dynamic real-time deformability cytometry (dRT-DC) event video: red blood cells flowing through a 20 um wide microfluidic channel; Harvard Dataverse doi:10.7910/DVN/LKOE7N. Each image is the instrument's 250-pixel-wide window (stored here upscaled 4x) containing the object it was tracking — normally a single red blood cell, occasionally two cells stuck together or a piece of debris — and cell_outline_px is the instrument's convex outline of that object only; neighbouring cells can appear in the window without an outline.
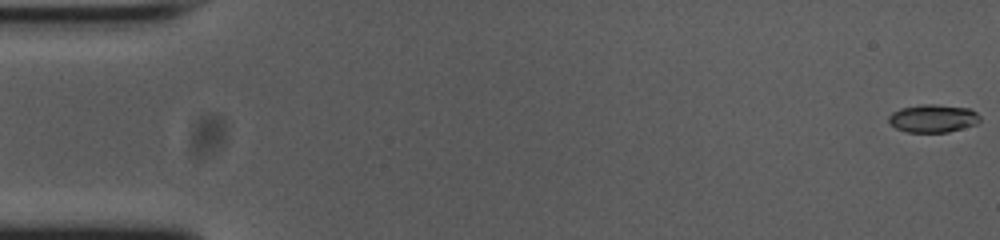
{"species": "common noctule bat (a hibernating species)", "species_latin": "Nyctalus noctula", "temperature_condition": "cold", "stored_images_in_passage": 55, "camera_frame_rate_fps": 3000, "um_per_image_px": 0.085, "animal": {"sex": "female", "body_mass_g": 23.0, "forearm_length_mm": 53.4}, "frame": {"image": 1, "passage_image": 1, "time_ms": 0.0, "image_size_px": [1000, 240], "cell_outline_px": [[980, 120], [976, 124], [948, 132], [908, 132], [896, 128], [888, 120], [888, 116], [892, 112], [900, 108], [920, 104], [936, 104], [968, 108], [976, 112], [980, 116]], "centroid_in_image_um": [79.3, 10.05], "position_along_channel_um": 5.7, "area_um2": 14.85}}
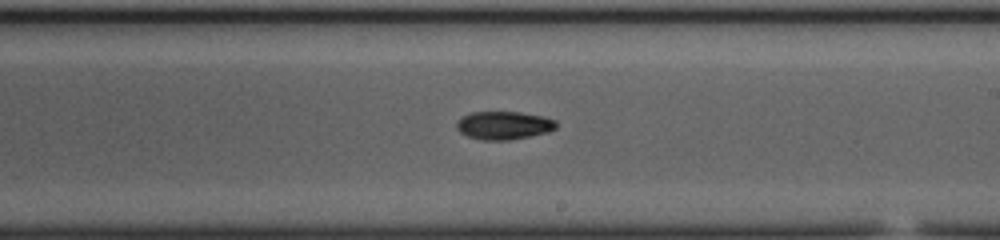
{"frame": {"image": 2, "passage_image": 32, "time_ms": 10.333, "image_size_px": [1000, 240], "cell_outline_px": [[556, 128], [548, 132], [508, 140], [484, 140], [468, 136], [460, 132], [456, 128], [456, 124], [460, 116], [472, 112], [520, 112], [544, 116], [556, 120]], "centroid_in_image_um": [42.81, 10.64], "position_along_channel_um": 246.2, "area_um2": 16.36}}
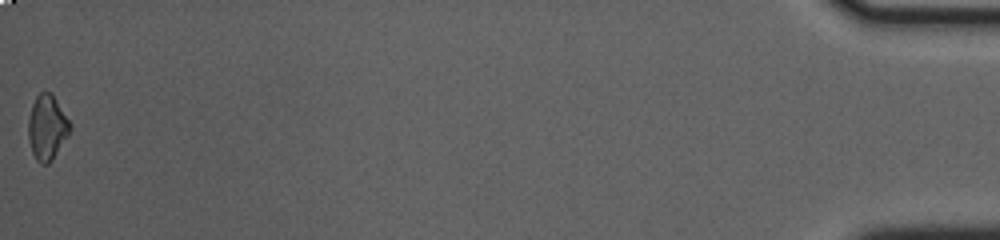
{"frame": {"image": 3, "passage_image": 55, "time_ms": 18.0, "image_size_px": [1000, 240], "cell_outline_px": [[72, 128], [68, 136], [52, 160], [48, 164], [40, 164], [36, 160], [32, 152], [28, 140], [28, 120], [32, 104], [36, 96], [40, 92], [48, 92], [52, 96], [72, 124]], "centroid_in_image_um": [3.99, 10.87], "position_along_channel_um": 431.2, "area_um2": 15.72}, "authors_computed_cell_mechanics": {"area_um2": 15.6638, "velocity_mm_per_s": 3.76, "shape_relaxation_time_tau1_ms": 6.6474, "shape_relaxation_time_tau2_ms": 2.9752, "deformation_change_tau1": 0.145, "deformation_change_tau2": 0.0731}}